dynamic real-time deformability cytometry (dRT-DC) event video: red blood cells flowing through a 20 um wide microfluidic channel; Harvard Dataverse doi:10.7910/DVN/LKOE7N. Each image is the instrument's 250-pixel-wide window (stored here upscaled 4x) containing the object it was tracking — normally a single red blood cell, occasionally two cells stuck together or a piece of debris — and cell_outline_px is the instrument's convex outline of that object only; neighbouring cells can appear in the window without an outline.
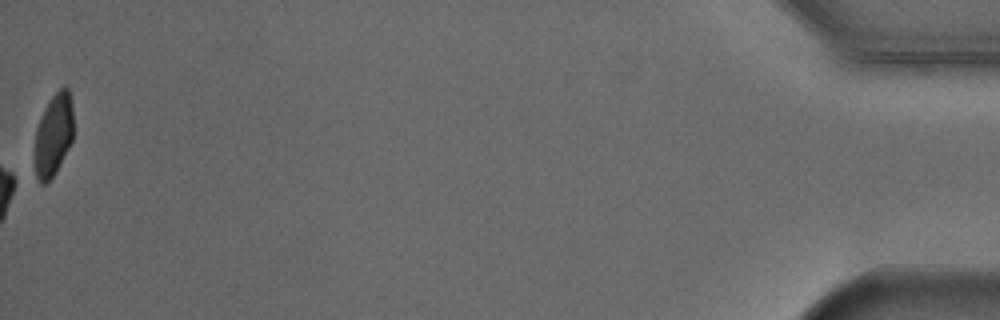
{"species": "Egyptian fruit bat (a non-hibernating species)", "species_latin": "Rousettus aegyptiacus", "temperature_condition": "cold", "stored_images_in_passage": 47, "camera_frame_rate_fps": 3000, "um_per_image_px": 0.085, "animal": {"sex": "male"}, "frame": {"image": 1, "passage_image": 47, "time_ms": 15.333, "image_size_px": [1000, 320], "cell_outline_px": [[72, 140], [56, 172], [44, 184], [40, 184], [36, 176], [36, 128], [40, 116], [48, 100], [64, 84], [68, 88], [72, 104]], "centroid_in_image_um": [4.55, 11.41], "position_along_channel_um": 430.6, "area_um2": 18.32}, "authors_computed_cell_mechanics": {"area_um2": 21.9062, "velocity_mm_per_s": 3.8668, "shape_relaxation_time_tau1_ms": 1.6905, "shape_relaxation_time_tau2_ms": null, "deformation_change_tau1": 0.0744, "deformation_change_tau2": null}}